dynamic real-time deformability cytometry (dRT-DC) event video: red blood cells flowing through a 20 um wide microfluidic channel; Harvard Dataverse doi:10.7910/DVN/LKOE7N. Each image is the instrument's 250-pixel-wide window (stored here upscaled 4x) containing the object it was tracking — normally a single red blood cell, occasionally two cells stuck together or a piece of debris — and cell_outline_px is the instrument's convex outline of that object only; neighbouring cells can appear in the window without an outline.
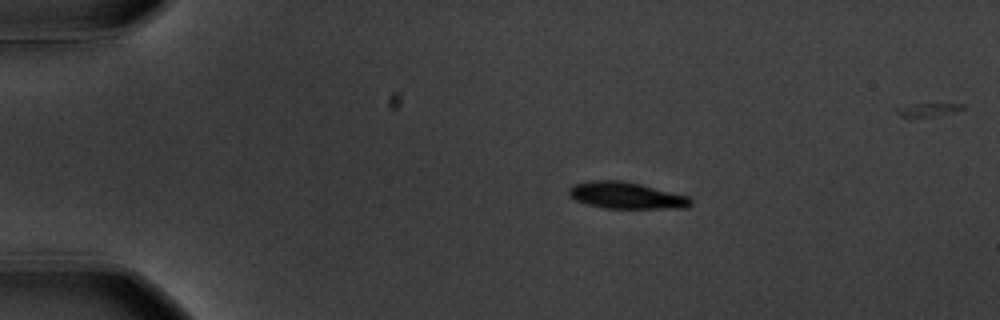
{"species": "common noctule bat (a hibernating species)", "species_latin": "Nyctalus noctula", "temperature_condition": "warm", "stored_images_in_passage": 48, "camera_frame_rate_fps": 3000, "um_per_image_px": 0.085, "animal": {"sex": "male", "body_mass_g": 20.1, "forearm_length_mm": 53.5}, "frame": {"image": 1, "passage_image": 1, "time_ms": 0.0, "image_size_px": [1000, 320], "cell_outline_px": [[692, 204], [688, 208], [604, 208], [588, 204], [576, 200], [568, 196], [568, 188], [572, 184], [592, 180], [620, 180], [640, 184], [688, 196], [692, 200]], "centroid_in_image_um": [53.2, 16.61], "position_along_channel_um": 31.8, "area_um2": 18.96}}
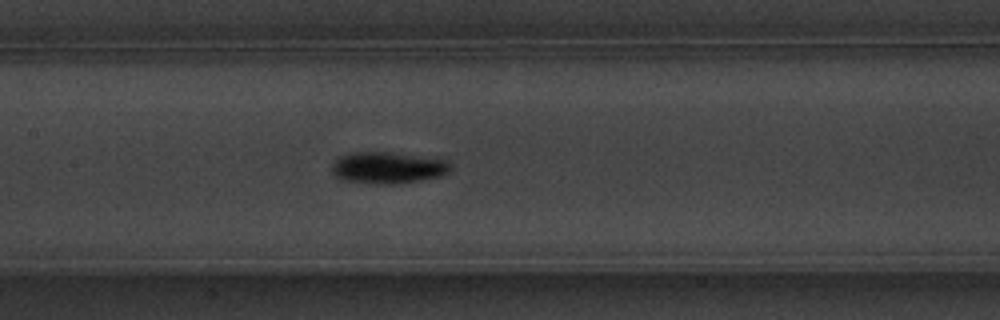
{"frame": {"image": 2, "passage_image": 18, "time_ms": 5.667, "image_size_px": [1000, 320], "cell_outline_px": [[452, 168], [448, 172], [440, 176], [420, 180], [392, 184], [380, 184], [340, 180], [332, 172], [332, 164], [340, 156], [352, 152], [384, 152], [448, 160], [452, 164]], "centroid_in_image_um": [32.96, 14.26], "position_along_channel_um": 174.4, "area_um2": 21.68}}
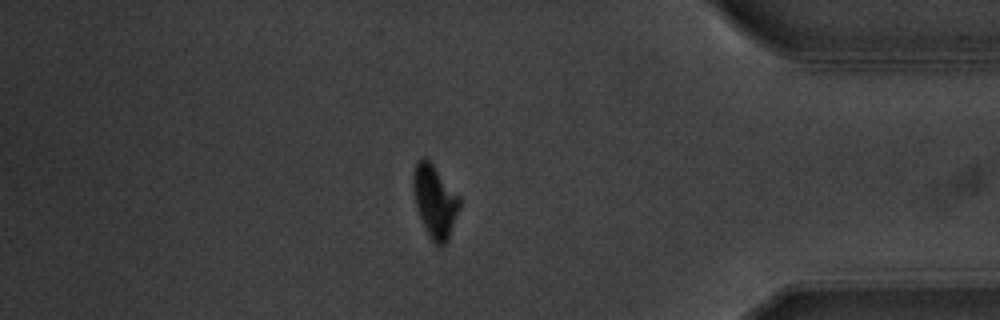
{"frame": {"image": 3, "passage_image": 39, "time_ms": 12.667, "image_size_px": [1000, 320], "cell_outline_px": [[460, 208], [448, 240], [444, 244], [436, 244], [432, 240], [420, 216], [416, 204], [412, 188], [412, 172], [416, 160], [420, 156], [424, 156], [432, 164], [460, 196]], "centroid_in_image_um": [36.95, 17.03], "position_along_channel_um": 398.2, "area_um2": 19.48}}